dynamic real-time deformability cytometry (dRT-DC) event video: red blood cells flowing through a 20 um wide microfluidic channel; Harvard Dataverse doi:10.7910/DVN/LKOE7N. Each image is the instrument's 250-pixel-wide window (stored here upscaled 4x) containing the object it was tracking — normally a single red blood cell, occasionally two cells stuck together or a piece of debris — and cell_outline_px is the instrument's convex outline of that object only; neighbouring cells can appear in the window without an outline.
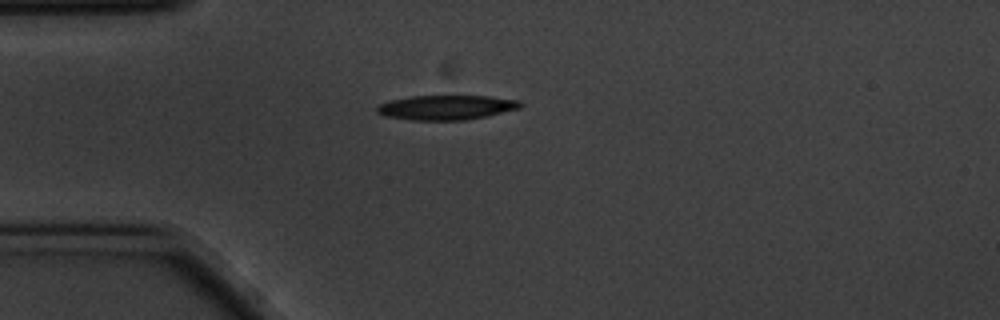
{"species": "common noctule bat (a hibernating species)", "species_latin": "Nyctalus noctula", "temperature_condition": "cold", "stored_images_in_passage": 37, "camera_frame_rate_fps": 3000, "um_per_image_px": 0.085, "animal": {"sex": "male", "body_mass_g": 20.1, "forearm_length_mm": 53.5}, "frame": {"image": 1, "passage_image": 1, "time_ms": 0.0, "image_size_px": [1000, 320], "cell_outline_px": [[524, 104], [520, 108], [488, 116], [464, 120], [412, 120], [384, 116], [376, 112], [376, 104], [388, 100], [412, 96], [488, 96], [520, 100]], "centroid_in_image_um": [37.91, 9.13], "position_along_channel_um": 47.1, "area_um2": 20.81}}
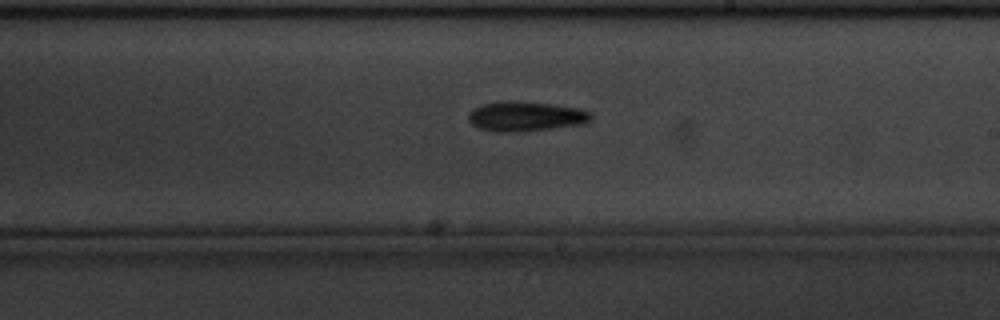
{"frame": {"image": 2, "passage_image": 19, "time_ms": 6.0, "image_size_px": [1000, 320], "cell_outline_px": [[592, 120], [580, 124], [552, 128], [520, 132], [496, 132], [476, 128], [468, 120], [468, 112], [472, 108], [480, 104], [504, 100], [516, 100], [552, 104], [580, 108], [592, 112]], "centroid_in_image_um": [44.63, 9.88], "position_along_channel_um": 244.4, "area_um2": 21.79}}
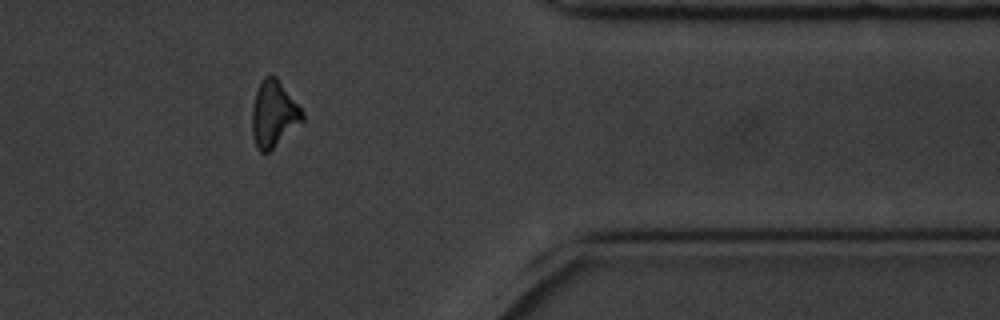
{"frame": {"image": 3, "passage_image": 33, "time_ms": 10.667, "image_size_px": [1000, 320], "cell_outline_px": [[304, 120], [268, 152], [260, 152], [256, 148], [252, 132], [252, 108], [256, 92], [264, 76], [272, 72], [276, 76], [304, 112]], "centroid_in_image_um": [23.26, 9.66], "position_along_channel_um": 388.1, "area_um2": 19.36}, "authors_computed_cell_mechanics": {"area_um2": 20.6924, "velocity_mm_per_s": 3.4931, "shape_relaxation_time_tau1_ms": 6.3403, "shape_relaxation_time_tau2_ms": null, "deformation_change_tau1": 0.2214, "deformation_change_tau2": null}}